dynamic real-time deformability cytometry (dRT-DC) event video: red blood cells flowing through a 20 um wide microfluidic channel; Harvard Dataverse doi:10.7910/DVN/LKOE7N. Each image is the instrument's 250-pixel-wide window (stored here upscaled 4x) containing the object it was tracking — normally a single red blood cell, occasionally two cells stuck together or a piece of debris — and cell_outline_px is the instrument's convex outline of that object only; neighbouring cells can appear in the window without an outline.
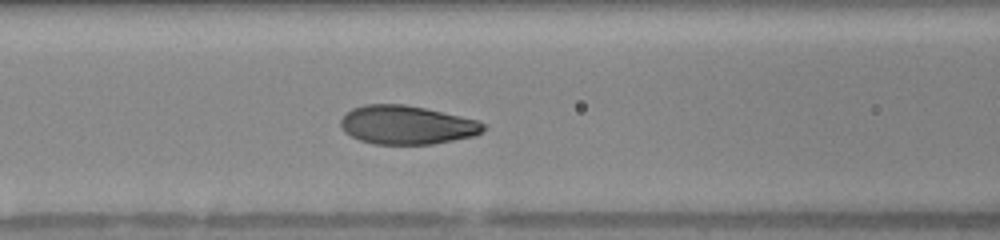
{"species": "human", "species_latin": "Homo sapiens", "temperature_condition": "warm", "stored_images_in_passage": 40, "camera_frame_rate_fps": 3000, "um_per_image_px": 0.085, "donor": {"sex": "female"}, "frame": {"image": 1, "passage_image": 17, "time_ms": 5.333, "image_size_px": [1000, 240], "cell_outline_px": [[488, 128], [484, 132], [476, 136], [432, 144], [372, 144], [360, 140], [344, 132], [340, 124], [340, 120], [344, 112], [352, 108], [364, 104], [404, 104], [424, 108], [480, 120]], "centroid_in_image_um": [34.6, 10.62], "position_along_channel_um": 132.0, "area_um2": 32.6}}
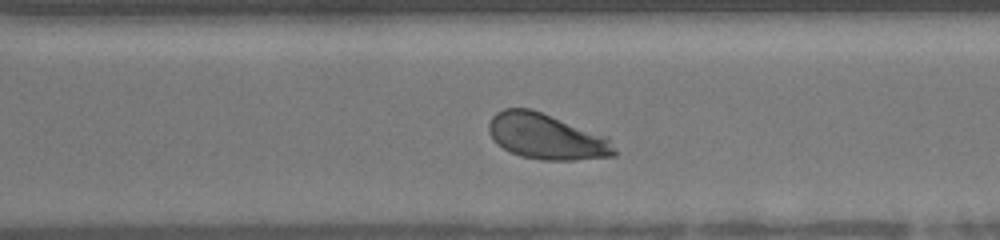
{"frame": {"image": 2, "passage_image": 31, "time_ms": 10.0, "image_size_px": [1000, 240], "cell_outline_px": [[616, 156], [572, 160], [540, 160], [520, 156], [496, 144], [488, 132], [488, 124], [492, 116], [496, 112], [504, 108], [532, 108], [608, 136], [616, 148]], "centroid_in_image_um": [46.46, 11.6], "position_along_channel_um": 324.1, "area_um2": 33.87}}
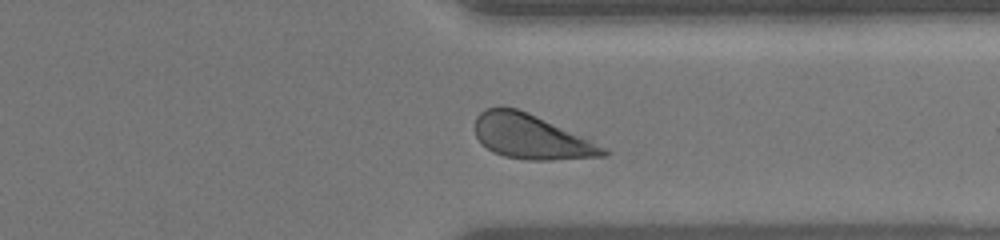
{"frame": {"image": 3, "passage_image": 34, "time_ms": 11.0, "image_size_px": [1000, 240], "cell_outline_px": [[608, 156], [552, 160], [528, 160], [504, 156], [492, 152], [480, 144], [476, 136], [476, 116], [480, 112], [488, 108], [516, 108], [528, 112], [608, 148]], "centroid_in_image_um": [45.15, 11.65], "position_along_channel_um": 366.2, "area_um2": 33.12}, "authors_computed_cell_mechanics": {"area_um2": 32.7437, "velocity_mm_per_s": 4.1306, "shape_relaxation_time_tau1_ms": 2.2717, "shape_relaxation_time_tau2_ms": null, "deformation_change_tau1": 0.1338, "deformation_change_tau2": null}}